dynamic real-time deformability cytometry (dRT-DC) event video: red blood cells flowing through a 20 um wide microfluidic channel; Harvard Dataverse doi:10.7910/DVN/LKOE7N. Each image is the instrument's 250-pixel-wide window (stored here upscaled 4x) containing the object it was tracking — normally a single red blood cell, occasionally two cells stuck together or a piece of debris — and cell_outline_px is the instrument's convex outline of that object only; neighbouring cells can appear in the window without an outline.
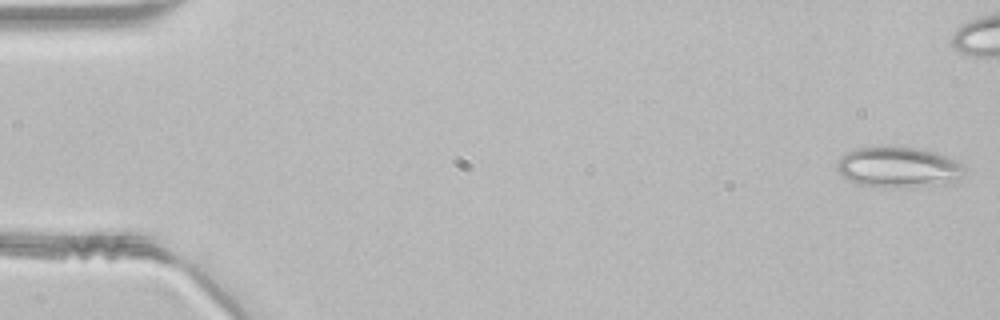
{"species": "common noctule bat (a hibernating species)", "species_latin": "Nyctalus noctula", "temperature_condition": "room temperature", "stored_images_in_passage": 39, "camera_frame_rate_fps": 3000, "um_per_image_px": 0.085, "animal": {"sex": "male", "body_mass_g": 21.5, "forearm_length_mm": 52.0}, "frame": {"image": 1, "passage_image": 1, "time_ms": 0.0, "image_size_px": [1000, 320], "cell_outline_px": [[964, 172], [956, 184], [884, 188], [856, 184], [848, 180], [836, 168], [836, 164], [840, 156], [848, 152], [860, 148], [876, 144], [920, 148], [936, 152], [956, 160], [964, 164]], "centroid_in_image_um": [76.39, 14.2], "position_along_channel_um": 8.6, "area_um2": 31.21}}
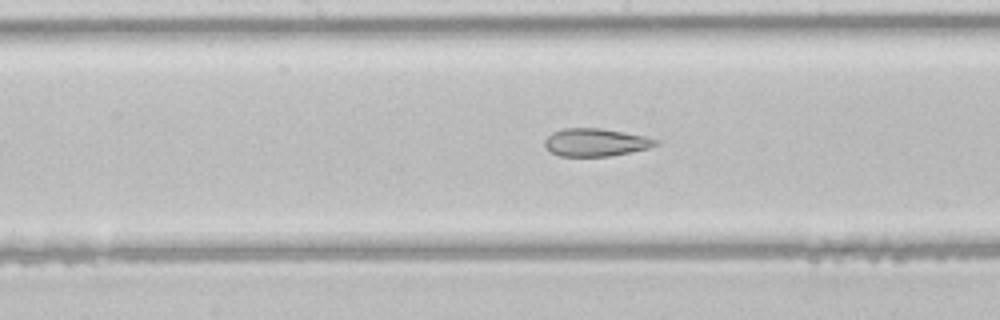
{"frame": {"image": 2, "passage_image": 24, "time_ms": 7.667, "image_size_px": [1000, 320], "cell_outline_px": [[660, 144], [648, 148], [608, 156], [560, 156], [552, 152], [544, 144], [544, 140], [552, 132], [564, 128], [600, 128], [624, 132], [644, 136], [660, 140]], "centroid_in_image_um": [50.64, 12.09], "position_along_channel_um": 197.6, "area_um2": 17.86}}
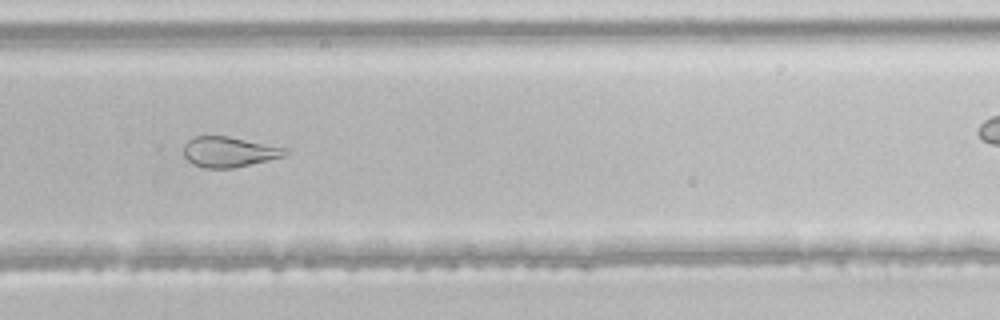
{"frame": {"image": 3, "passage_image": 32, "time_ms": 10.333, "image_size_px": [1000, 320], "cell_outline_px": [[288, 152], [284, 156], [236, 168], [204, 168], [192, 164], [184, 156], [184, 144], [188, 140], [196, 136], [228, 136], [288, 148]], "centroid_in_image_um": [19.46, 12.91], "position_along_channel_um": 310.3, "area_um2": 18.03}}